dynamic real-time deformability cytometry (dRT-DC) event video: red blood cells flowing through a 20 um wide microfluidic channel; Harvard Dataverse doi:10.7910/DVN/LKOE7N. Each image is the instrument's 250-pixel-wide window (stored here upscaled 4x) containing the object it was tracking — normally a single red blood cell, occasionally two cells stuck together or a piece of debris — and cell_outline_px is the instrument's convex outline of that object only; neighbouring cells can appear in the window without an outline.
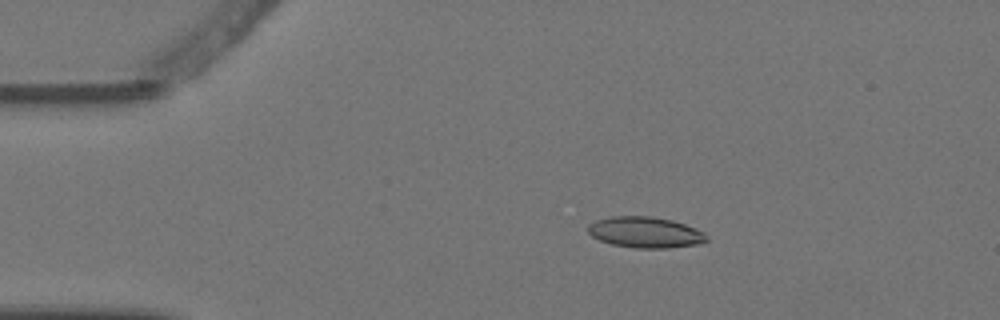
{"species": "Egyptian fruit bat (a non-hibernating species)", "species_latin": "Rousettus aegyptiacus", "temperature_condition": "warm", "stored_images_in_passage": 6, "camera_frame_rate_fps": 3000, "um_per_image_px": 0.085, "animal": {"sex": "female"}, "frame": {"image": 1, "passage_image": 3, "time_ms": 0.667, "image_size_px": [1000, 320], "cell_outline_px": [[708, 240], [700, 244], [668, 248], [636, 248], [612, 244], [600, 240], [592, 236], [588, 232], [588, 224], [596, 220], [612, 216], [652, 216], [672, 220], [684, 224], [704, 232], [708, 236]], "centroid_in_image_um": [54.86, 19.75], "position_along_channel_um": 30.1, "area_um2": 21.44}}
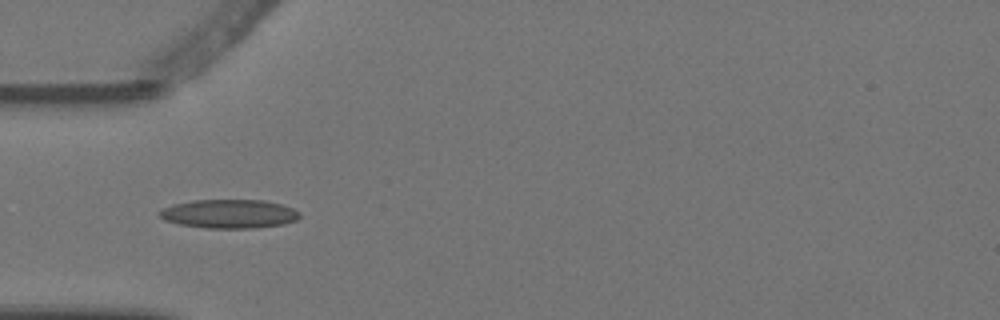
{"frame": {"image": 2, "passage_image": 5, "time_ms": 1.333, "image_size_px": [1000, 320], "cell_outline_px": [[300, 216], [296, 220], [284, 224], [256, 228], [204, 228], [180, 224], [164, 220], [156, 212], [172, 204], [192, 200], [264, 200], [280, 204], [292, 208], [300, 212]], "centroid_in_image_um": [19.46, 18.17], "position_along_channel_um": 65.5, "area_um2": 23.64}}